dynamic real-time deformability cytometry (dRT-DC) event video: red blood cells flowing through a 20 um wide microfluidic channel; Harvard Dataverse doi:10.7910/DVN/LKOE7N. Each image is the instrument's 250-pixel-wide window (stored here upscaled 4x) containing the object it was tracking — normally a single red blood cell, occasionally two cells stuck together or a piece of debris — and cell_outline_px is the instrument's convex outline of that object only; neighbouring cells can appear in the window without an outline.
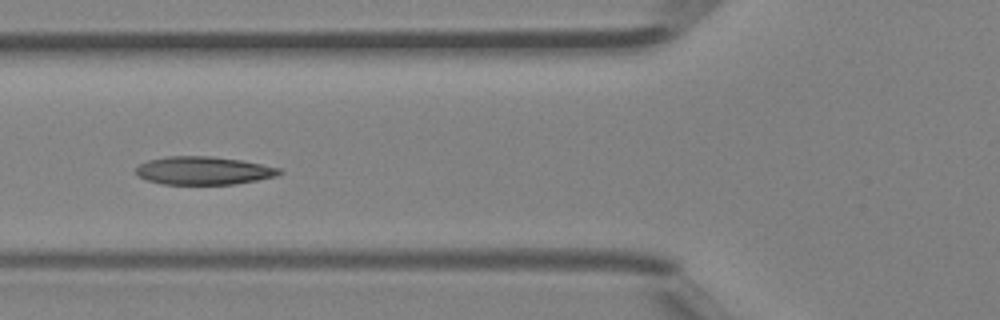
{"species": "Egyptian fruit bat (a non-hibernating species)", "species_latin": "Rousettus aegyptiacus", "temperature_condition": "room temperature", "stored_images_in_passage": 6, "camera_frame_rate_fps": 3000, "um_per_image_px": 0.085, "animal": {"sex": "female"}, "frame": {"image": 1, "passage_image": 6, "time_ms": 1.667, "image_size_px": [1000, 320], "cell_outline_px": [[284, 172], [276, 176], [236, 184], [164, 184], [148, 180], [140, 176], [136, 172], [136, 168], [140, 164], [148, 160], [164, 156], [212, 156], [240, 160], [280, 168]], "centroid_in_image_um": [17.31, 14.49], "position_along_channel_um": 108.5, "area_um2": 23.35}}